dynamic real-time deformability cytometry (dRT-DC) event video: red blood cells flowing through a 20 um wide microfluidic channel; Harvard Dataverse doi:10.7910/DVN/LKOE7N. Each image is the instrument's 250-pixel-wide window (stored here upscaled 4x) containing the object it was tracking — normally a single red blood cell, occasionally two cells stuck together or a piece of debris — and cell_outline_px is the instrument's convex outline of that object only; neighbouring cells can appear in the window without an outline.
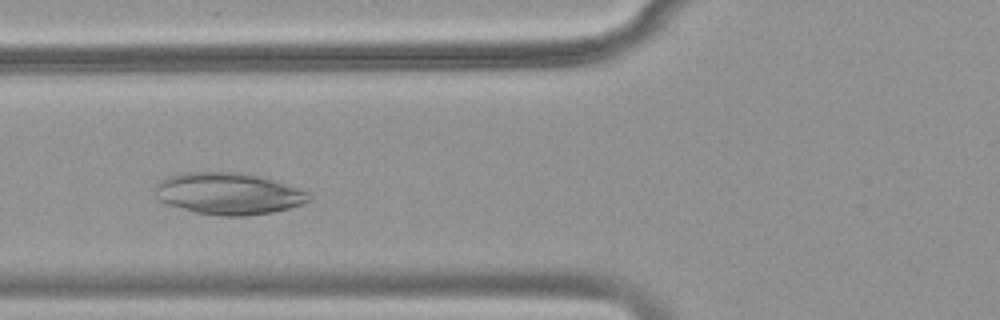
{"species": "common noctule bat (a hibernating species)", "species_latin": "Nyctalus noctula", "temperature_condition": "warm", "stored_images_in_passage": 38, "camera_frame_rate_fps": 3000, "um_per_image_px": 0.085, "animal": {"sex": "female", "body_mass_g": 18.4}, "frame": {"image": 1, "passage_image": 12, "time_ms": 3.667, "image_size_px": [1000, 320], "cell_outline_px": [[312, 196], [308, 200], [300, 204], [288, 208], [272, 212], [244, 216], [224, 216], [192, 212], [156, 200], [156, 184], [160, 180], [168, 176], [184, 172], [240, 172], [260, 176], [276, 180], [308, 192]], "centroid_in_image_um": [19.38, 16.45], "position_along_channel_um": 106.4, "area_um2": 37.51}}
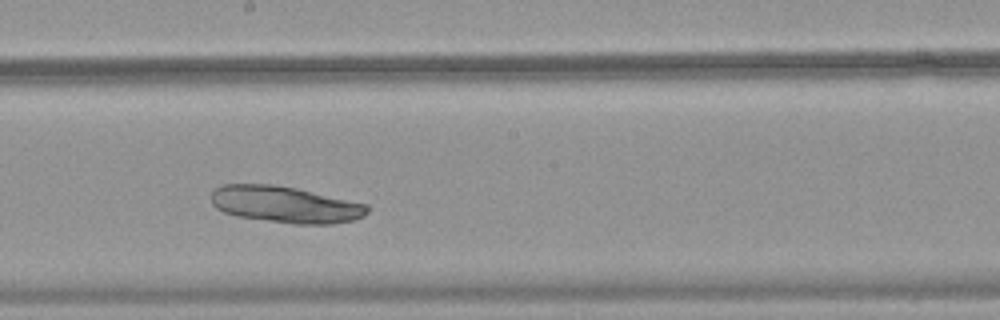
{"frame": {"image": 2, "passage_image": 21, "time_ms": 6.667, "image_size_px": [1000, 320], "cell_outline_px": [[368, 212], [364, 216], [352, 220], [332, 224], [296, 224], [240, 216], [224, 212], [216, 208], [212, 204], [212, 192], [220, 184], [272, 184], [296, 188], [368, 204]], "centroid_in_image_um": [24.26, 17.37], "position_along_channel_um": 223.9, "area_um2": 33.06}}
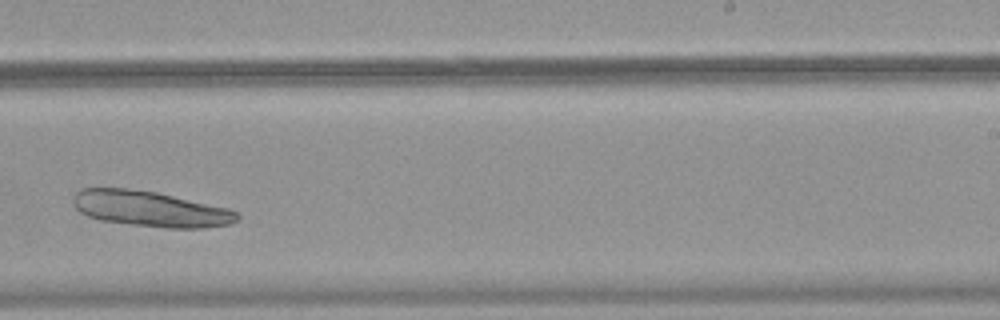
{"frame": {"image": 3, "passage_image": 25, "time_ms": 8.0, "image_size_px": [1000, 320], "cell_outline_px": [[240, 220], [232, 224], [204, 228], [164, 228], [100, 220], [88, 216], [80, 212], [72, 204], [72, 196], [80, 188], [128, 188], [156, 192], [228, 208], [240, 212]], "centroid_in_image_um": [12.8, 17.75], "position_along_channel_um": 276.2, "area_um2": 34.33}}